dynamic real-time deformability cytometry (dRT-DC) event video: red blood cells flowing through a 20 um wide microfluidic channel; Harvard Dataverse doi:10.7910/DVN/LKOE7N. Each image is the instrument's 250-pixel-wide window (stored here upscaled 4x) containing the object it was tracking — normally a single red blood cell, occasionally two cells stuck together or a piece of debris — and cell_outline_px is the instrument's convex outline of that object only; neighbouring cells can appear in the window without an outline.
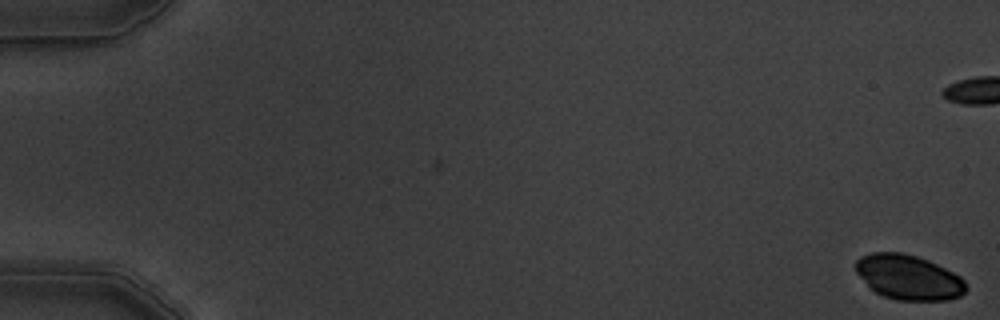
{"species": "common noctule bat (a hibernating species)", "species_latin": "Nyctalus noctula", "temperature_condition": "warm", "stored_images_in_passage": 2, "camera_frame_rate_fps": 3000, "um_per_image_px": 0.085, "animal": {"sex": "male", "body_mass_g": 19.5, "forearm_length_mm": 54.6}, "frame": {"image": 1, "passage_image": 2, "time_ms": 1.0, "image_size_px": [1000, 320], "cell_outline_px": [[968, 288], [960, 296], [948, 300], [896, 300], [884, 296], [876, 292], [856, 272], [856, 260], [860, 256], [872, 252], [904, 252], [928, 260], [960, 276], [964, 280]], "centroid_in_image_um": [77.24, 23.56], "position_along_channel_um": 7.8, "area_um2": 28.67}}